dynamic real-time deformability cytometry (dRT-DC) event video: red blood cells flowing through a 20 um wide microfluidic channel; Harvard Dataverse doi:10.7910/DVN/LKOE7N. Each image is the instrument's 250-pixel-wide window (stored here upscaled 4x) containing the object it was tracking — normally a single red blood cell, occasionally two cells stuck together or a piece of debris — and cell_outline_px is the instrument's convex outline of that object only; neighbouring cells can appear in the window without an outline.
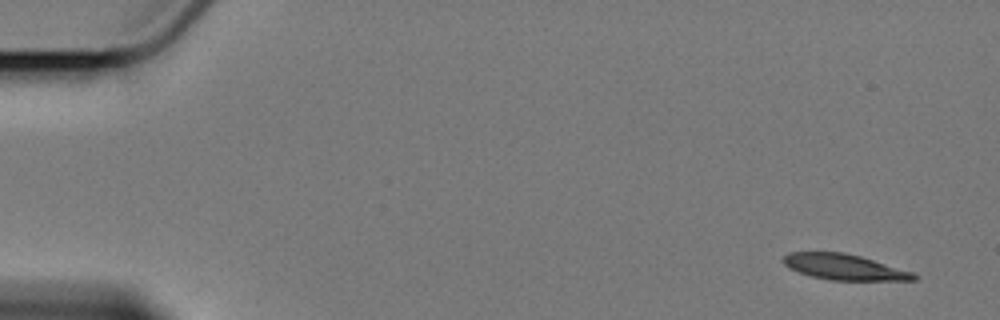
{"species": "Egyptian fruit bat (a non-hibernating species)", "species_latin": "Rousettus aegyptiacus", "temperature_condition": "cold", "stored_images_in_passage": 4, "camera_frame_rate_fps": 3000, "um_per_image_px": 0.085, "animal": {"sex": "female"}, "frame": {"image": 1, "passage_image": 1, "time_ms": 0.0, "image_size_px": [1000, 320], "cell_outline_px": [[920, 276], [916, 280], [832, 280], [812, 276], [788, 268], [784, 264], [784, 256], [788, 252], [844, 252], [860, 256], [912, 272]], "centroid_in_image_um": [71.76, 22.69], "position_along_channel_um": 13.2, "area_um2": 19.31}}
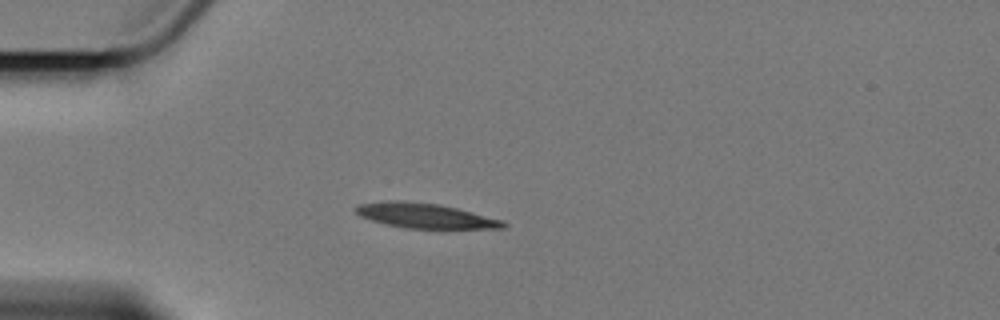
{"frame": {"image": 2, "passage_image": 4, "time_ms": 4.333, "image_size_px": [1000, 320], "cell_outline_px": [[508, 224], [504, 228], [404, 228], [384, 224], [360, 216], [352, 208], [360, 204], [388, 200], [404, 200], [440, 204], [472, 212], [500, 220]], "centroid_in_image_um": [36.06, 18.32], "position_along_channel_um": 48.9, "area_um2": 21.27}}